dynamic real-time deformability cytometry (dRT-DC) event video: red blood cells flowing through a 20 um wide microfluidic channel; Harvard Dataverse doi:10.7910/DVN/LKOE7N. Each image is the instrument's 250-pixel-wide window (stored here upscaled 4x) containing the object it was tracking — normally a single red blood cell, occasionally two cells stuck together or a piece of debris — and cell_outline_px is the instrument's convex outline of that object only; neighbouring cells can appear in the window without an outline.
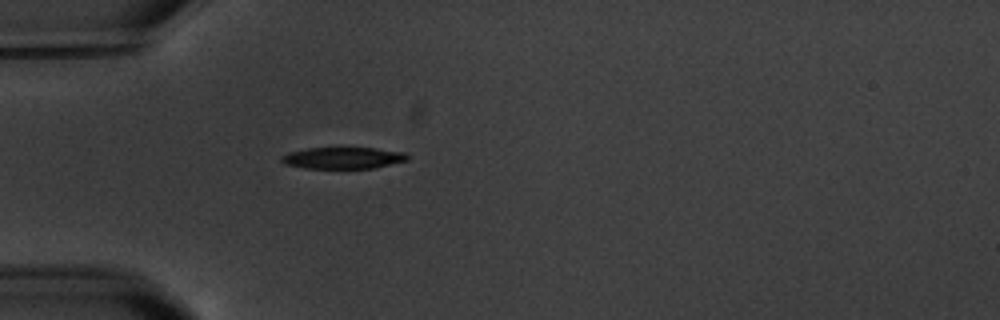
{"species": "common noctule bat (a hibernating species)", "species_latin": "Nyctalus noctula", "temperature_condition": "warm", "stored_images_in_passage": 5, "camera_frame_rate_fps": 3000, "um_per_image_px": 0.085, "animal": {"sex": "male", "body_mass_g": 20.1, "forearm_length_mm": 53.5}, "frame": {"image": 1, "passage_image": 5, "time_ms": 4.667, "image_size_px": [1000, 320], "cell_outline_px": [[408, 160], [372, 168], [304, 168], [284, 164], [280, 160], [280, 156], [288, 152], [308, 148], [376, 148], [404, 152], [408, 156]], "centroid_in_image_um": [29.11, 13.42], "position_along_channel_um": 55.9, "area_um2": 15.78}}